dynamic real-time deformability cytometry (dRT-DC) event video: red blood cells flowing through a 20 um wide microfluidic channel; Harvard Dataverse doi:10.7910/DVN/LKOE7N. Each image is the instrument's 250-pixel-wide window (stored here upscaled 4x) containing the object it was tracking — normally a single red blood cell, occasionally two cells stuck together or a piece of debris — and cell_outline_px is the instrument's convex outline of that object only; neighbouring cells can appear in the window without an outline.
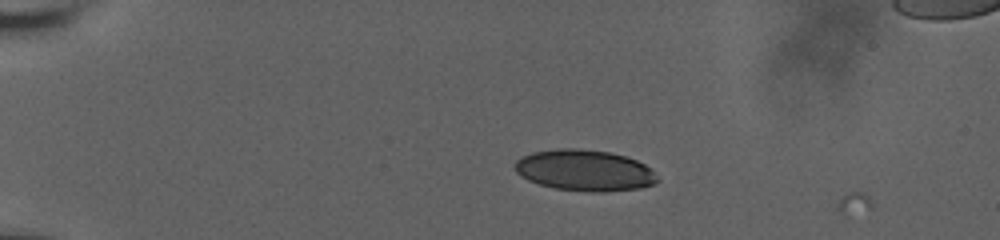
{"species": "human", "species_latin": "Homo sapiens", "temperature_condition": "room temperature", "stored_images_in_passage": 10, "camera_frame_rate_fps": 3000, "um_per_image_px": 0.085, "donor": {"sex": "male"}, "frame": {"image": 1, "passage_image": 5, "time_ms": 0.667, "image_size_px": [1000, 240], "cell_outline_px": [[660, 180], [656, 184], [640, 188], [604, 192], [592, 192], [556, 188], [540, 184], [528, 180], [520, 176], [516, 172], [516, 160], [532, 152], [560, 148], [580, 148], [608, 152], [624, 156], [636, 160], [644, 164]], "centroid_in_image_um": [49.7, 14.48], "position_along_channel_um": 35.3, "area_um2": 33.99}}